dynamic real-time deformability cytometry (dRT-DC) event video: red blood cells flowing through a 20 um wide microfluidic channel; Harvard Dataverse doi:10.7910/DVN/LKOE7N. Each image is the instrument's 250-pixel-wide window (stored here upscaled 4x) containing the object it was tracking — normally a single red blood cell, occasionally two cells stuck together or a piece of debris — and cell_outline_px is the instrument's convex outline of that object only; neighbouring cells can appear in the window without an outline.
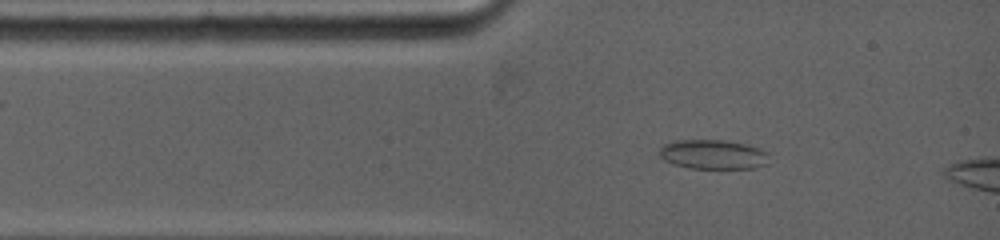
{"species": "common noctule bat (a hibernating species)", "species_latin": "Nyctalus noctula", "temperature_condition": "warm", "stored_images_in_passage": 20, "camera_frame_rate_fps": 5000, "um_per_image_px": 0.085, "animal": {"sex": "female", "body_mass_g": 19.0, "forearm_length_mm": 53.3}, "frame": {"image": 1, "passage_image": 11, "time_ms": 1.4, "image_size_px": [1000, 240], "cell_outline_px": [[768, 164], [752, 168], [688, 168], [672, 164], [664, 160], [660, 156], [660, 148], [664, 144], [672, 140], [724, 140], [744, 144], [768, 152]], "centroid_in_image_um": [60.58, 13.13], "position_along_channel_um": 24.4, "area_um2": 18.79}}